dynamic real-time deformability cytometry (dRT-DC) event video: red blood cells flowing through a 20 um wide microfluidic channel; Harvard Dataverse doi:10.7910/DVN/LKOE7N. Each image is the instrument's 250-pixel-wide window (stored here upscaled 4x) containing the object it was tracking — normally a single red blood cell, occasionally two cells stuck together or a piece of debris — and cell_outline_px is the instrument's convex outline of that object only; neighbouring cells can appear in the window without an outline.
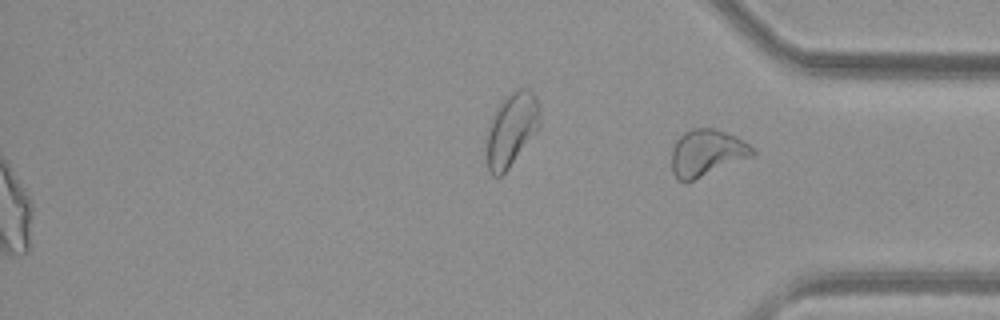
{"species": "common noctule bat (a hibernating species)", "species_latin": "Nyctalus noctula", "temperature_condition": "warm", "stored_images_in_passage": 52, "segment_of_instrument_passage": [2, 2], "camera_frame_rate_fps": 3000, "um_per_image_px": 0.085, "animal": {"sex": "female", "body_mass_g": 29.2, "forearm_length_mm": 56.3}, "frame": {"image": 1, "passage_image": 52, "time_ms": 17.0, "image_size_px": [1000, 320], "cell_outline_px": [[756, 152], [752, 156], [692, 180], [680, 180], [672, 172], [672, 148], [676, 140], [684, 132], [692, 128], [712, 128], [736, 136], [744, 140]], "centroid_in_image_um": [60.06, 12.96], "position_along_channel_um": 375.1, "area_um2": 21.5}}